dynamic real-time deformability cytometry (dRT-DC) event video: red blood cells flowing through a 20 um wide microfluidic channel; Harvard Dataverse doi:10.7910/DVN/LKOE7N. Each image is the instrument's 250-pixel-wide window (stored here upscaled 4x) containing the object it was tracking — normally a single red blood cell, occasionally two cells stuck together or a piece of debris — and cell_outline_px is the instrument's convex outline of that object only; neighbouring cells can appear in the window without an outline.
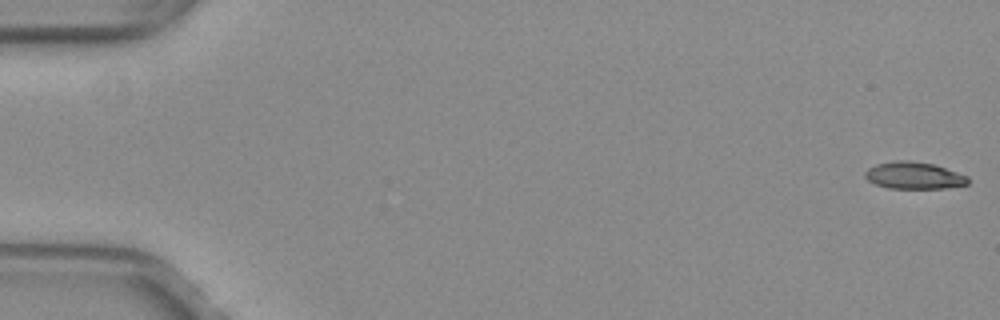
{"species": "common noctule bat (a hibernating species)", "species_latin": "Nyctalus noctula", "temperature_condition": "warm", "stored_images_in_passage": 13, "camera_frame_rate_fps": 3000, "um_per_image_px": 0.085, "animal": {"sex": "female", "body_mass_g": 29.2, "forearm_length_mm": 56.3}, "frame": {"image": 1, "passage_image": 1, "time_ms": 0.0, "image_size_px": [1000, 320], "cell_outline_px": [[968, 184], [944, 188], [888, 188], [876, 184], [868, 180], [864, 176], [864, 172], [868, 168], [876, 164], [896, 160], [912, 160], [936, 164], [968, 176]], "centroid_in_image_um": [77.68, 14.9], "position_along_channel_um": 7.3, "area_um2": 16.3}}